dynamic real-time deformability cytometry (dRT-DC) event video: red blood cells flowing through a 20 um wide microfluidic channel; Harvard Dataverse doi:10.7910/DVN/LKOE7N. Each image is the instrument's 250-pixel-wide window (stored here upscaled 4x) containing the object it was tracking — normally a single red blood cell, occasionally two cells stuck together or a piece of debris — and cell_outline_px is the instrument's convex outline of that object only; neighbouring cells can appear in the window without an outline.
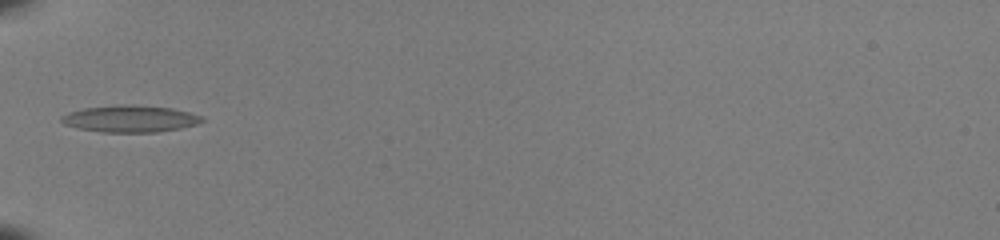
{"species": "common noctule bat (a hibernating species)", "species_latin": "Nyctalus noctula", "temperature_condition": "room temperature", "stored_images_in_passage": 32, "camera_frame_rate_fps": 3000, "um_per_image_px": 0.085, "animal": {"sex": "female", "body_mass_g": 22.0, "forearm_length_mm": 56.7}, "frame": {"image": 1, "passage_image": 1, "time_ms": 0.0, "image_size_px": [1000, 240], "cell_outline_px": [[204, 120], [196, 124], [180, 128], [156, 132], [100, 132], [80, 128], [64, 124], [60, 120], [60, 116], [68, 112], [84, 108], [128, 104], [172, 108], [188, 112], [200, 116]], "centroid_in_image_um": [11.03, 10.09], "position_along_channel_um": 74.0, "area_um2": 21.73}}
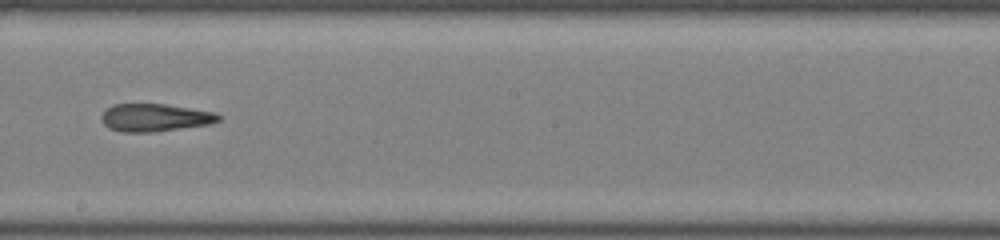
{"frame": {"image": 2, "passage_image": 13, "time_ms": 4.0, "image_size_px": [1000, 240], "cell_outline_px": [[220, 120], [208, 124], [152, 132], [124, 132], [108, 128], [104, 124], [100, 116], [104, 108], [112, 104], [164, 104], [216, 112], [220, 116]], "centroid_in_image_um": [13.11, 9.98], "position_along_channel_um": 235.1, "area_um2": 18.9}}
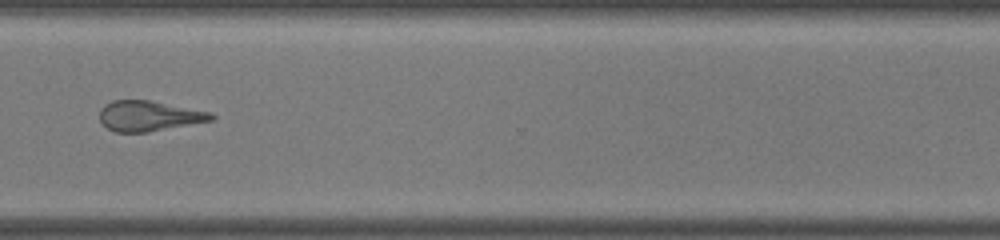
{"frame": {"image": 3, "passage_image": 22, "time_ms": 7.0, "image_size_px": [1000, 240], "cell_outline_px": [[216, 116], [212, 120], [148, 132], [116, 132], [108, 128], [100, 120], [100, 108], [104, 104], [112, 100], [148, 100], [212, 112]], "centroid_in_image_um": [12.65, 9.85], "position_along_channel_um": 358.0, "area_um2": 19.59}, "authors_computed_cell_mechanics": {"area_um2": 19.8254, "velocity_mm_per_s": 4.0803, "shape_relaxation_time_tau1_ms": 6.1062, "shape_relaxation_time_tau2_ms": 4.3708, "deformation_change_tau1": 0.1681, "deformation_change_tau2": 0.1712}}